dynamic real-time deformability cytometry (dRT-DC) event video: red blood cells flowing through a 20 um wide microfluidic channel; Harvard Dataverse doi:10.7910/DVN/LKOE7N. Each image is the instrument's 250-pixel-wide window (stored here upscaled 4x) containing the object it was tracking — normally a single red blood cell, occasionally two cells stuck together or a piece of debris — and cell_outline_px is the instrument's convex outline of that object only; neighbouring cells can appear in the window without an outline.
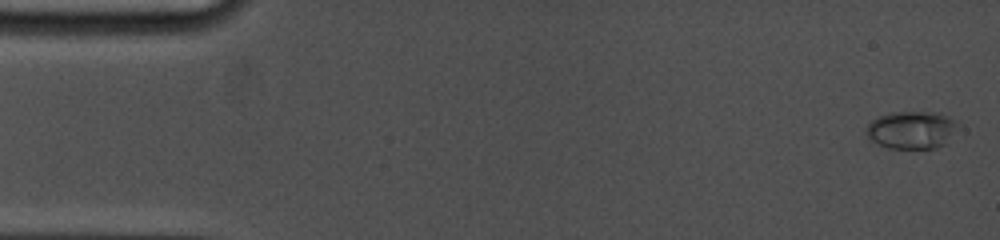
{"species": "common noctule bat (a hibernating species)", "species_latin": "Nyctalus noctula", "temperature_condition": "cold", "stored_images_in_passage": 57, "camera_frame_rate_fps": 5000, "um_per_image_px": 0.085, "animal": {"sex": "female", "body_mass_g": 19.0, "forearm_length_mm": 53.3}, "frame": {"image": 1, "passage_image": 1, "time_ms": 0.0, "image_size_px": [1000, 240], "cell_outline_px": [[956, 124], [944, 144], [936, 148], [888, 148], [872, 140], [864, 132], [868, 124], [872, 120], [880, 116], [892, 112], [932, 112], [948, 116]], "centroid_in_image_um": [77.4, 11.04], "position_along_channel_um": 7.6, "area_um2": 19.48}}
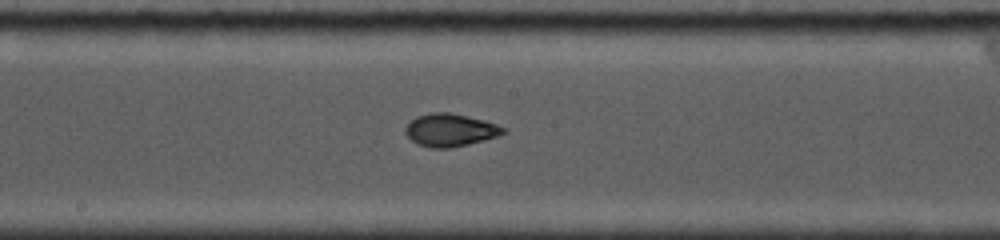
{"frame": {"image": 2, "passage_image": 27, "time_ms": 8.8, "image_size_px": [1000, 240], "cell_outline_px": [[508, 132], [484, 140], [452, 148], [432, 148], [416, 144], [404, 132], [404, 128], [416, 116], [432, 112], [448, 112], [484, 120], [508, 128]], "centroid_in_image_um": [38.28, 11.06], "position_along_channel_um": 209.9, "area_um2": 18.73}}
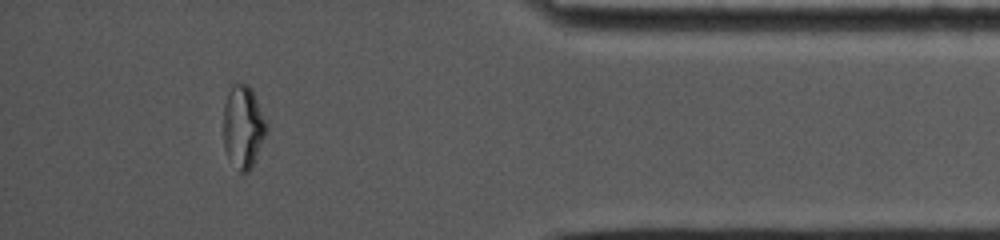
{"frame": {"image": 3, "passage_image": 50, "time_ms": 14.8, "image_size_px": [1000, 240], "cell_outline_px": [[268, 132], [248, 172], [240, 176], [224, 148], [224, 104], [228, 92], [236, 80], [248, 84], [252, 88], [268, 124]], "centroid_in_image_um": [20.68, 10.75], "position_along_channel_um": 414.5, "area_um2": 21.1}, "authors_computed_cell_mechanics": {"area_um2": 18.7272, "velocity_mm_per_s": 3.7896, "shape_relaxation_time_tau1_ms": 9.9636, "shape_relaxation_time_tau2_ms": null, "deformation_change_tau1": 0.2881, "deformation_change_tau2": null}}